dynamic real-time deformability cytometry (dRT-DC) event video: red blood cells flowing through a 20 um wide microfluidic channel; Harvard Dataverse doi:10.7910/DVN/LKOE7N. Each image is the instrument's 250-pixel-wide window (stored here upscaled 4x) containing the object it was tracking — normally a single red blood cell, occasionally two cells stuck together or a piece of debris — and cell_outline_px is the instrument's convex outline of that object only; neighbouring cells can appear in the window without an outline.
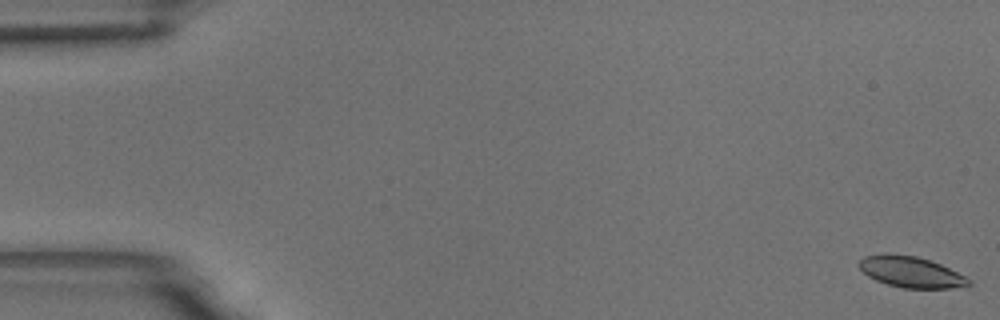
{"species": "common noctule bat (a hibernating species)", "species_latin": "Nyctalus noctula", "temperature_condition": "room temperature", "stored_images_in_passage": 60, "camera_frame_rate_fps": 3000, "um_per_image_px": 0.085, "animal": {"sex": "male", "body_mass_g": 18.8}, "frame": {"image": 1, "passage_image": 1, "time_ms": 0.0, "image_size_px": [1000, 320], "cell_outline_px": [[972, 284], [968, 288], [904, 288], [888, 284], [876, 280], [868, 276], [856, 264], [864, 256], [888, 252], [916, 256], [940, 264], [972, 280]], "centroid_in_image_um": [77.44, 23.11], "position_along_channel_um": 7.6, "area_um2": 20.0}}
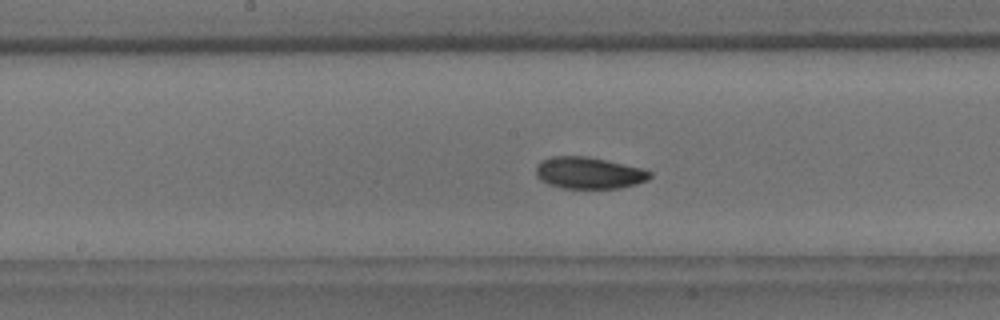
{"frame": {"image": 2, "passage_image": 31, "time_ms": 10.0, "image_size_px": [1000, 320], "cell_outline_px": [[652, 176], [648, 180], [636, 184], [620, 188], [560, 188], [548, 184], [540, 180], [536, 176], [536, 164], [540, 160], [552, 156], [584, 156], [644, 168], [652, 172]], "centroid_in_image_um": [50.04, 14.7], "position_along_channel_um": 198.2, "area_um2": 21.21}}
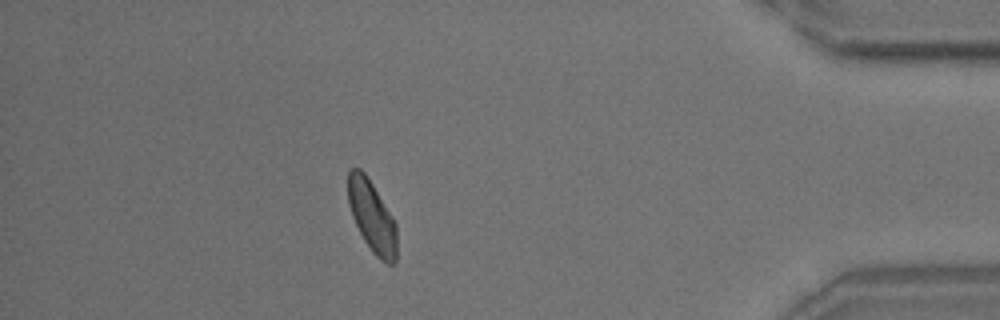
{"frame": {"image": 3, "passage_image": 53, "time_ms": 17.333, "image_size_px": [1000, 320], "cell_outline_px": [[396, 260], [392, 264], [388, 264], [380, 260], [372, 252], [364, 240], [352, 216], [348, 204], [348, 172], [352, 168], [360, 168], [364, 172], [372, 184], [396, 224]], "centroid_in_image_um": [31.6, 18.42], "position_along_channel_um": 403.6, "area_um2": 20.0}, "authors_computed_cell_mechanics": {"area_um2": 20.6924, "velocity_mm_per_s": 3.404, "shape_relaxation_time_tau1_ms": 3.081, "shape_relaxation_time_tau2_ms": null, "deformation_change_tau1": 0.0937, "deformation_change_tau2": null}}